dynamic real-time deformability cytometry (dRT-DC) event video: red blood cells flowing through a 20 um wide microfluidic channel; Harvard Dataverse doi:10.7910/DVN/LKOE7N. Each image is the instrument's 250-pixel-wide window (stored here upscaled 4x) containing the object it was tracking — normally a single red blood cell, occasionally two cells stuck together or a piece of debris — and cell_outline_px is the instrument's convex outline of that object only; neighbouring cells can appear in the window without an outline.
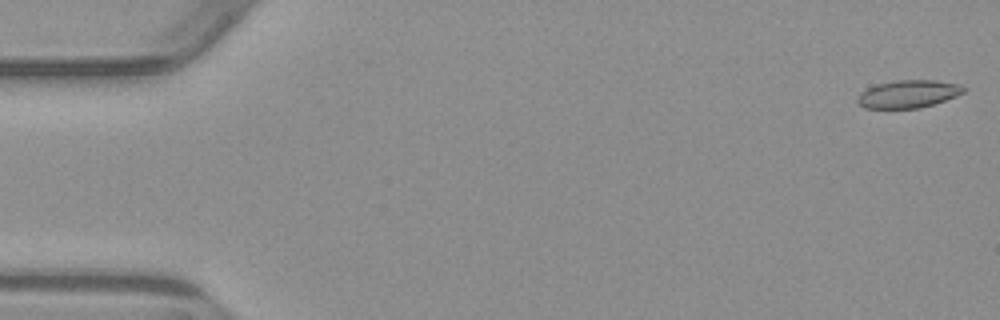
{"species": "common noctule bat (a hibernating species)", "species_latin": "Nyctalus noctula", "temperature_condition": "warm", "stored_images_in_passage": 5, "camera_frame_rate_fps": 3000, "um_per_image_px": 0.085, "animal": {"sex": "male", "body_mass_g": 23.1, "forearm_length_mm": 52.7}, "frame": {"image": 1, "passage_image": 1, "time_ms": 0.0, "image_size_px": [1000, 320], "cell_outline_px": [[968, 88], [964, 92], [956, 96], [920, 108], [864, 108], [856, 100], [856, 96], [860, 92], [876, 84], [896, 80], [936, 80], [960, 84]], "centroid_in_image_um": [77.2, 7.98], "position_along_channel_um": 7.8, "area_um2": 17.22}}
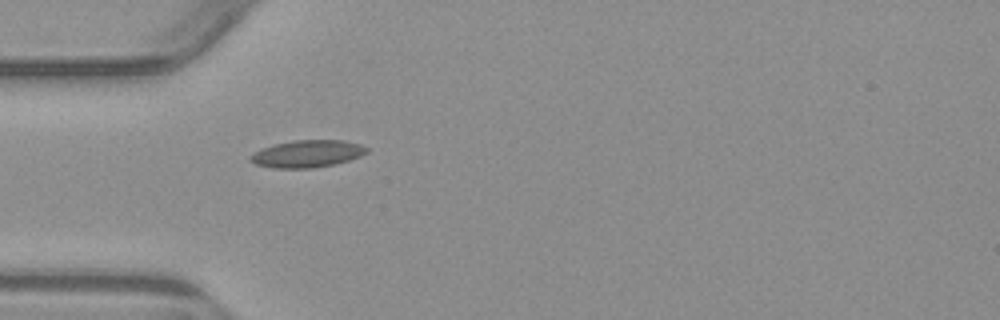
{"frame": {"image": 2, "passage_image": 5, "time_ms": 5.0, "image_size_px": [1000, 320], "cell_outline_px": [[368, 152], [360, 156], [348, 160], [332, 164], [312, 168], [272, 168], [256, 164], [248, 160], [248, 156], [252, 152], [272, 144], [292, 140], [344, 140], [360, 144], [368, 148]], "centroid_in_image_um": [26.06, 13.06], "position_along_channel_um": 58.9, "area_um2": 18.61}}